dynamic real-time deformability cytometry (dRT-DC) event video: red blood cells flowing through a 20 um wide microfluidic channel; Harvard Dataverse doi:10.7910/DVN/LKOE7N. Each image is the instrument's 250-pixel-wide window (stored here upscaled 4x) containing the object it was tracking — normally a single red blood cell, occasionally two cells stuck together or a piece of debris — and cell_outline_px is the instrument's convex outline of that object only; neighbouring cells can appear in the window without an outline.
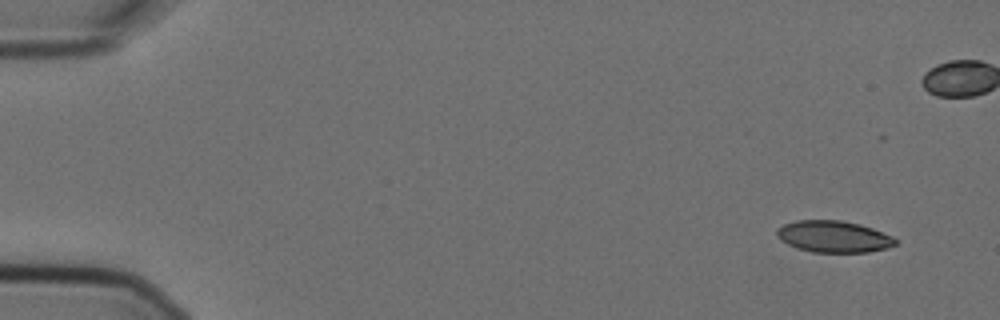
{"species": "Egyptian fruit bat (a non-hibernating species)", "species_latin": "Rousettus aegyptiacus", "temperature_condition": "cold", "stored_images_in_passage": 10, "camera_frame_rate_fps": 3000, "um_per_image_px": 0.085, "animal": {"sex": "female"}, "frame": {"image": 1, "passage_image": 1, "time_ms": 0.0, "image_size_px": [1000, 320], "cell_outline_px": [[896, 244], [888, 248], [868, 252], [812, 252], [796, 248], [780, 240], [776, 236], [776, 228], [784, 224], [796, 220], [840, 220], [860, 224], [872, 228], [892, 236], [896, 240]], "centroid_in_image_um": [70.83, 20.11], "position_along_channel_um": 14.2, "area_um2": 21.96}}
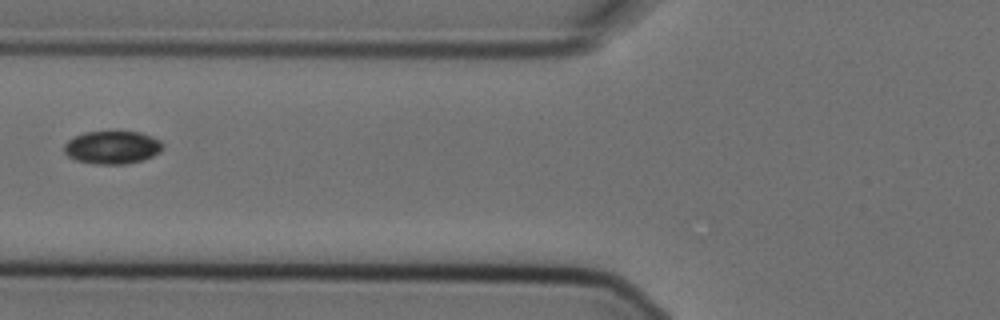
{"frame": {"image": 2, "passage_image": 7, "time_ms": 2.0, "image_size_px": [1000, 320], "cell_outline_px": [[164, 148], [160, 152], [144, 160], [124, 164], [92, 164], [76, 160], [68, 156], [64, 152], [64, 144], [68, 140], [84, 132], [140, 132], [160, 140], [164, 144]], "centroid_in_image_um": [9.55, 12.54], "position_along_channel_um": 116.2, "area_um2": 19.02}}
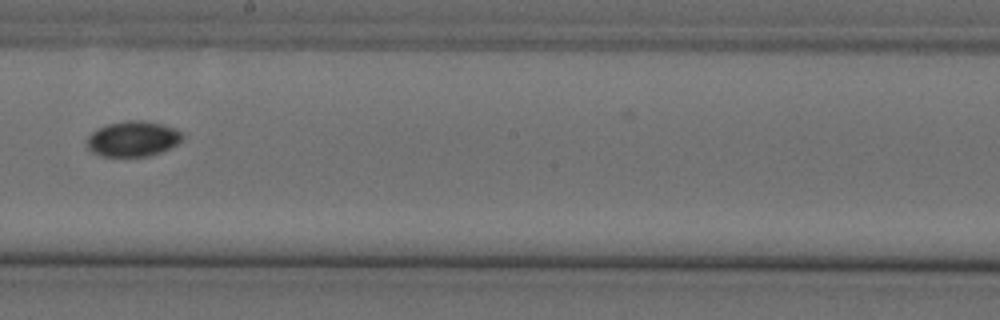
{"frame": {"image": 3, "passage_image": 10, "time_ms": 3.0, "image_size_px": [1000, 320], "cell_outline_px": [[184, 136], [176, 144], [160, 152], [148, 156], [100, 156], [92, 152], [88, 148], [88, 136], [92, 132], [108, 124], [128, 120], [144, 120], [164, 124], [176, 128]], "centroid_in_image_um": [11.31, 11.79], "position_along_channel_um": 236.9, "area_um2": 19.54}}